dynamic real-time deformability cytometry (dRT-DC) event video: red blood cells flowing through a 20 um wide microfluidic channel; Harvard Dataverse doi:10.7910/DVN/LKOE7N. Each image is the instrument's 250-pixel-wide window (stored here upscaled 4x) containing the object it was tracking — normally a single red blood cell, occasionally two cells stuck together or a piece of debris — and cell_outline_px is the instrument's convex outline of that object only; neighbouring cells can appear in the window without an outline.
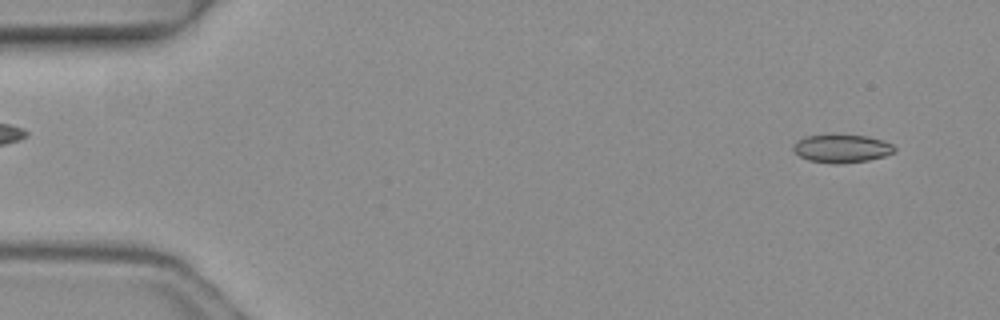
{"species": "common noctule bat (a hibernating species)", "species_latin": "Nyctalus noctula", "temperature_condition": "warm", "stored_images_in_passage": 4, "camera_frame_rate_fps": 3000, "um_per_image_px": 0.085, "animal": {"sex": "female", "body_mass_g": 19.3, "forearm_length_mm": 54.1}, "frame": {"image": 1, "passage_image": 1, "time_ms": 0.0, "image_size_px": [1000, 320], "cell_outline_px": [[896, 152], [884, 156], [868, 160], [840, 164], [832, 164], [808, 160], [800, 156], [792, 148], [792, 144], [796, 140], [804, 136], [832, 132], [836, 132], [868, 136], [892, 144], [896, 148]], "centroid_in_image_um": [71.5, 12.58], "position_along_channel_um": 13.5, "area_um2": 17.4}}
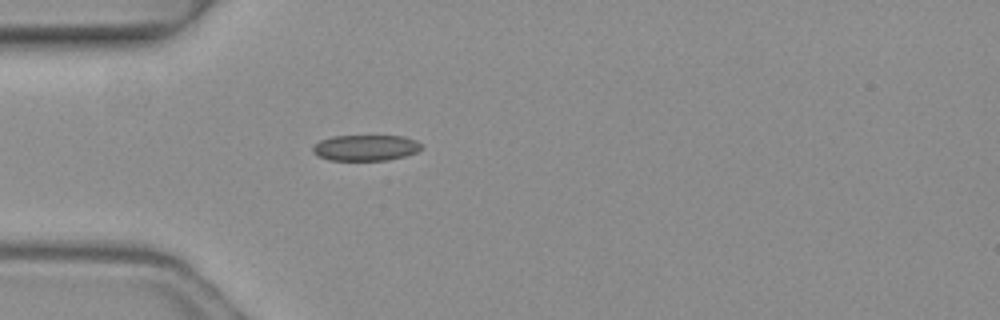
{"frame": {"image": 2, "passage_image": 4, "time_ms": 1.0, "image_size_px": [1000, 320], "cell_outline_px": [[424, 148], [416, 152], [404, 156], [388, 160], [328, 160], [312, 152], [312, 148], [320, 140], [332, 136], [404, 136], [416, 140]], "centroid_in_image_um": [31.09, 12.56], "position_along_channel_um": 53.9, "area_um2": 16.36}}